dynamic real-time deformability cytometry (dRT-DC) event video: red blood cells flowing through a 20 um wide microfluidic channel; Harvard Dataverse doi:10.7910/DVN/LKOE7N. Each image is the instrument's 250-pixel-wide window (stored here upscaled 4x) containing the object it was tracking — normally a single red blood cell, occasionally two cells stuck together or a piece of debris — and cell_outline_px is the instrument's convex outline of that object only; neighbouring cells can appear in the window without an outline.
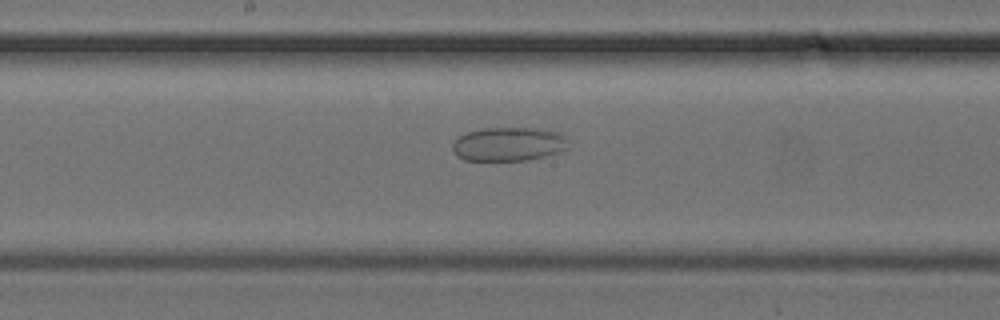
{"species": "common noctule bat (a hibernating species)", "species_latin": "Nyctalus noctula", "temperature_condition": "cold", "stored_images_in_passage": 36, "camera_frame_rate_fps": 3000, "um_per_image_px": 0.085, "animal": {"sex": "female", "body_mass_g": 24.6, "forearm_length_mm": 56.2}, "frame": {"image": 1, "passage_image": 18, "time_ms": 5.667, "image_size_px": [1000, 320], "cell_outline_px": [[568, 148], [560, 152], [528, 160], [464, 160], [456, 156], [452, 152], [452, 144], [460, 136], [468, 132], [480, 128], [540, 128], [560, 132], [568, 136]], "centroid_in_image_um": [43.27, 12.24], "position_along_channel_um": 204.9, "area_um2": 23.18}}
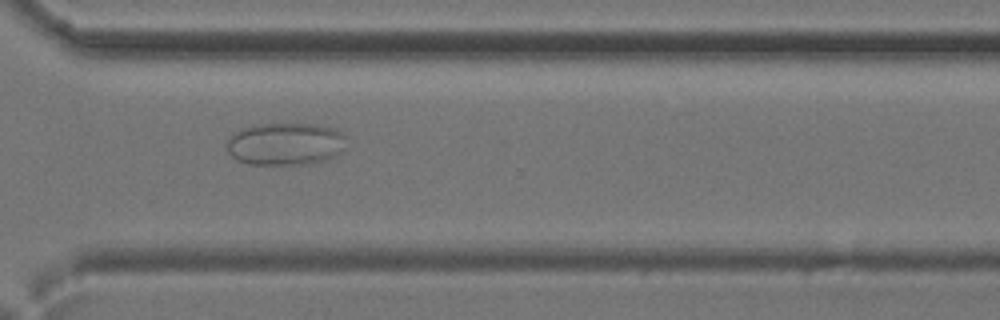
{"frame": {"image": 2, "passage_image": 26, "time_ms": 8.333, "image_size_px": [1000, 320], "cell_outline_px": [[344, 136], [340, 152], [336, 156], [328, 160], [308, 164], [248, 164], [236, 160], [228, 152], [224, 144], [228, 136], [232, 132], [240, 128], [252, 124], [316, 124], [336, 128]], "centroid_in_image_um": [24.17, 12.22], "position_along_channel_um": 346.4, "area_um2": 30.06}}
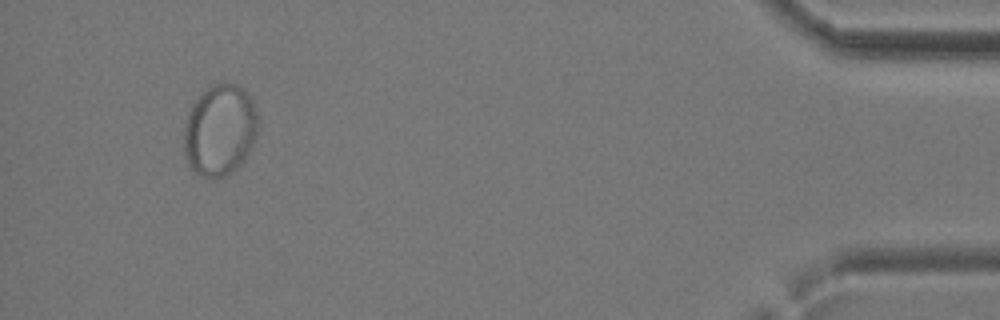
{"frame": {"image": 3, "passage_image": 34, "time_ms": 11.0, "image_size_px": [1000, 320], "cell_outline_px": [[256, 136], [252, 148], [244, 160], [232, 172], [224, 176], [212, 180], [200, 176], [188, 164], [184, 152], [184, 128], [188, 112], [196, 100], [212, 84], [224, 80], [240, 84], [244, 88], [252, 100], [256, 108]], "centroid_in_image_um": [18.69, 11.05], "position_along_channel_um": 416.5, "area_um2": 39.88}}